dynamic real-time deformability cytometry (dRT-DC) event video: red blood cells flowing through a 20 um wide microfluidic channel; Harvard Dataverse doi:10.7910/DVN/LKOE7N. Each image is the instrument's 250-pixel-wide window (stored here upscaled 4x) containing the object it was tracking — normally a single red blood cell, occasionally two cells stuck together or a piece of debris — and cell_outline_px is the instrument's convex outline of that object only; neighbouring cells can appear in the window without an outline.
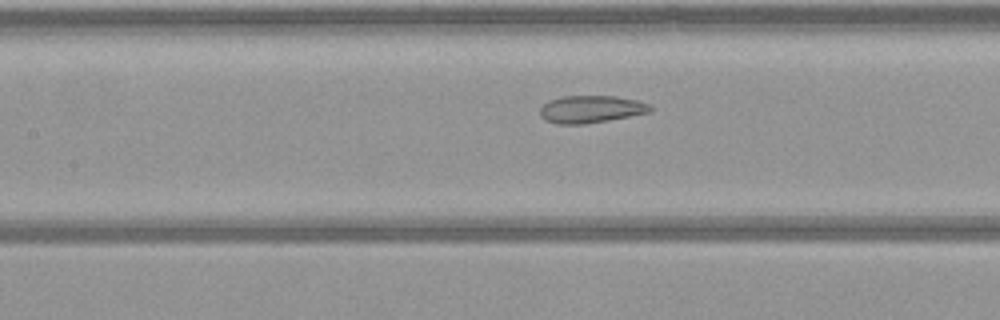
{"species": "common noctule bat (a hibernating species)", "species_latin": "Nyctalus noctula", "temperature_condition": "warm", "stored_images_in_passage": 13, "camera_frame_rate_fps": 3000, "um_per_image_px": 0.085, "animal": {"sex": "female", "body_mass_g": 21.9}, "frame": {"image": 1, "passage_image": 11, "time_ms": 3.333, "image_size_px": [1000, 320], "cell_outline_px": [[652, 112], [608, 120], [584, 124], [556, 124], [544, 120], [540, 116], [540, 108], [548, 100], [560, 96], [616, 96], [636, 100], [648, 104], [652, 108]], "centroid_in_image_um": [50.19, 9.28], "position_along_channel_um": 157.2, "area_um2": 17.69}}